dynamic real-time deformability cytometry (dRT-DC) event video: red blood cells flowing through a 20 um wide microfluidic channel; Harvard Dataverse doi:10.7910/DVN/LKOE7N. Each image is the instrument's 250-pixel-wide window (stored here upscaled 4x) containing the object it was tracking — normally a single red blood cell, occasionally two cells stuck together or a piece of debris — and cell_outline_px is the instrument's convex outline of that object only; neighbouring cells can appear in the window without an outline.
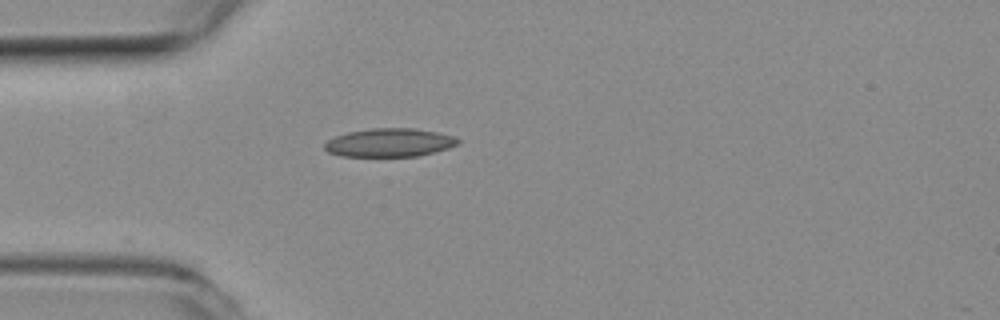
{"species": "common noctule bat (a hibernating species)", "species_latin": "Nyctalus noctula", "temperature_condition": "room temperature", "stored_images_in_passage": 5, "camera_frame_rate_fps": 3000, "um_per_image_px": 0.085, "animal": {"sex": "female", "body_mass_g": 19.3, "forearm_length_mm": 54.1}, "frame": {"image": 1, "passage_image": 1, "time_ms": 0.0, "image_size_px": [1000, 320], "cell_outline_px": [[460, 144], [448, 148], [416, 156], [340, 156], [328, 152], [324, 148], [324, 144], [328, 140], [336, 136], [348, 132], [372, 128], [416, 128], [436, 132], [452, 136], [460, 140]], "centroid_in_image_um": [33.09, 12.12], "position_along_channel_um": 51.9, "area_um2": 21.96}}
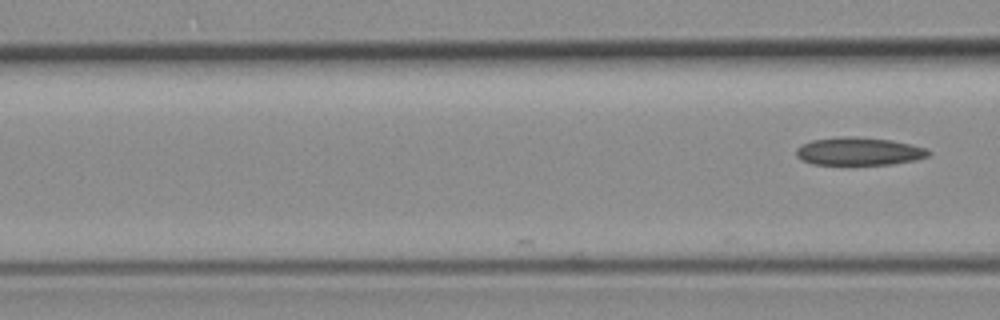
{"frame": {"image": 2, "passage_image": 5, "time_ms": 1.333, "image_size_px": [1000, 320], "cell_outline_px": [[932, 152], [928, 156], [916, 160], [892, 164], [812, 164], [800, 160], [796, 156], [796, 148], [812, 140], [848, 136], [892, 140], [912, 144], [928, 148]], "centroid_in_image_um": [73.04, 12.87], "position_along_channel_um": 93.6, "area_um2": 21.5}}